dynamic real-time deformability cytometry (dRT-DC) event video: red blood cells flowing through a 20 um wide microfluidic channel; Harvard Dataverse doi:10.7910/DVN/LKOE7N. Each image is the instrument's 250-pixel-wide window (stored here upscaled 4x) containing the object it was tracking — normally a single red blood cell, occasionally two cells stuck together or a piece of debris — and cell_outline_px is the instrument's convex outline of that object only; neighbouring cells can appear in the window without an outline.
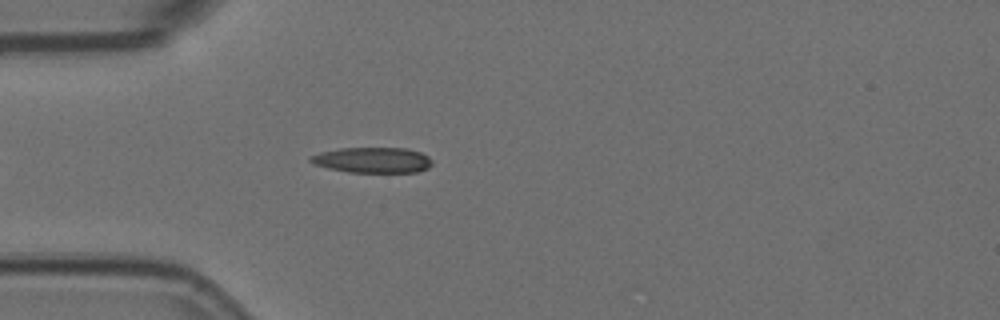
{"species": "Egyptian fruit bat (a non-hibernating species)", "species_latin": "Rousettus aegyptiacus", "temperature_condition": "room temperature", "stored_images_in_passage": 5, "camera_frame_rate_fps": 3000, "um_per_image_px": 0.085, "animal": {"sex": "female"}, "frame": {"image": 1, "passage_image": 5, "time_ms": 1.333, "image_size_px": [1000, 320], "cell_outline_px": [[432, 164], [428, 168], [416, 172], [348, 172], [328, 168], [316, 164], [308, 160], [308, 156], [320, 152], [340, 148], [408, 148], [420, 152], [428, 156], [432, 160]], "centroid_in_image_um": [31.67, 13.6], "position_along_channel_um": 53.3, "area_um2": 18.15}}